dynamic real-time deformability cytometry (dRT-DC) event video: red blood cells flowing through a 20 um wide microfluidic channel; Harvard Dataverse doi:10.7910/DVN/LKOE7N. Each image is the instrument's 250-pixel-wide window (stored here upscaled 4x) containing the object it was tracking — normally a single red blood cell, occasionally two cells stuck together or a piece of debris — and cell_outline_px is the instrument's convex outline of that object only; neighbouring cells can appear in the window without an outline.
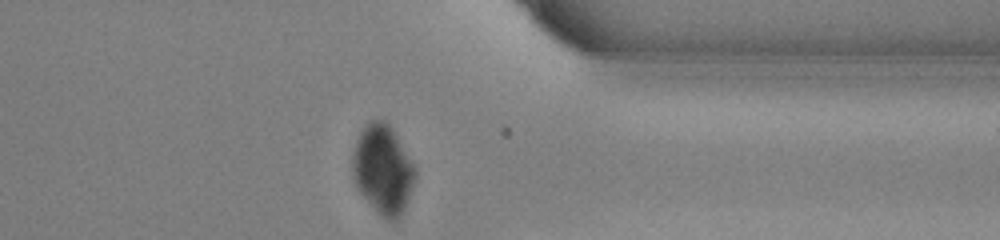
{"species": "common noctule bat (a hibernating species)", "species_latin": "Nyctalus noctula", "temperature_condition": "warm", "stored_images_in_passage": 25, "camera_frame_rate_fps": 3000, "um_per_image_px": 0.085, "animal": {"sex": "male", "body_mass_g": 13.0, "forearm_length_mm": 53.1}, "frame": {"image": 1, "passage_image": 25, "time_ms": 8.0, "image_size_px": [1000, 240], "cell_outline_px": [[416, 176], [404, 212], [392, 224], [384, 220], [376, 212], [360, 192], [352, 176], [352, 160], [356, 140], [360, 132], [372, 120], [388, 120], [416, 164]], "centroid_in_image_um": [32.59, 14.42], "position_along_channel_um": 378.8, "area_um2": 33.23}}